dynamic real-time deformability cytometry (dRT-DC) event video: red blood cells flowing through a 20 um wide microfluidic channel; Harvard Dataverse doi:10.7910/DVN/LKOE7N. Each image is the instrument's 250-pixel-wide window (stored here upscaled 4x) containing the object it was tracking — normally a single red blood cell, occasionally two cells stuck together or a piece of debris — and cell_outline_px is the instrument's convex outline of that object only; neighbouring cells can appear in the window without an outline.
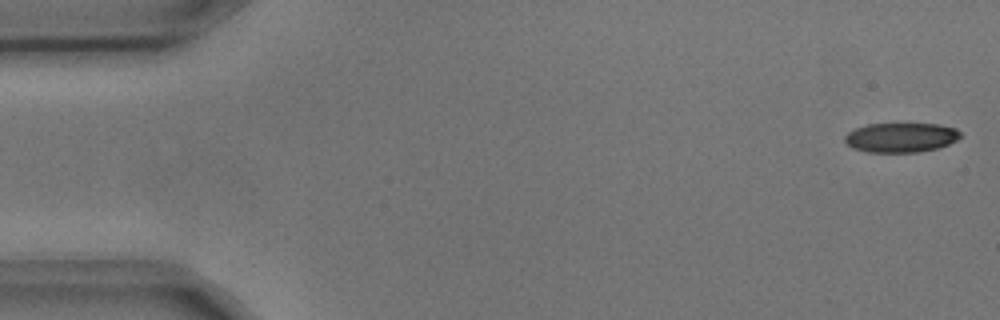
{"species": "common noctule bat (a hibernating species)", "species_latin": "Nyctalus noctula", "temperature_condition": "cold", "stored_images_in_passage": 5, "camera_frame_rate_fps": 3000, "um_per_image_px": 0.085, "animal": {"sex": "male", "body_mass_g": 17.9, "forearm_length_mm": 54.2}, "frame": {"image": 1, "passage_image": 1, "time_ms": 0.0, "image_size_px": [1000, 320], "cell_outline_px": [[960, 136], [956, 140], [948, 144], [936, 148], [916, 152], [868, 152], [852, 148], [844, 140], [844, 136], [848, 132], [856, 128], [868, 124], [936, 124], [956, 128], [960, 132]], "centroid_in_image_um": [76.55, 11.68], "position_along_channel_um": 8.4, "area_um2": 19.71}}
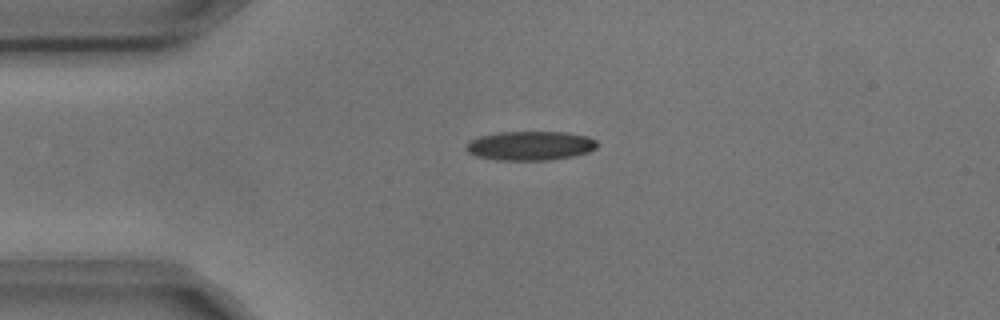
{"frame": {"image": 2, "passage_image": 4, "time_ms": 1.0, "image_size_px": [1000, 320], "cell_outline_px": [[600, 144], [596, 148], [588, 152], [572, 156], [548, 160], [496, 160], [476, 156], [468, 152], [464, 148], [464, 144], [480, 136], [496, 132], [564, 132], [588, 136], [596, 140]], "centroid_in_image_um": [45.06, 12.38], "position_along_channel_um": 39.9, "area_um2": 22.43}}